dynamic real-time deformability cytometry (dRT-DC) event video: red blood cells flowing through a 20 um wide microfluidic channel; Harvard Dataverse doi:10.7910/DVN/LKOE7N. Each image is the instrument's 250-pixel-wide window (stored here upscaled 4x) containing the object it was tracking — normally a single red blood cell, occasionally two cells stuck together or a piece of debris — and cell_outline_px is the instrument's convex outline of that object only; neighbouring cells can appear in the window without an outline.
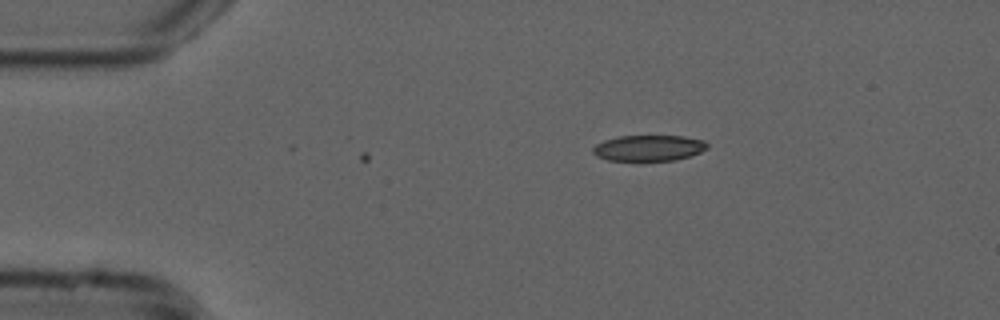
{"species": "common noctule bat (a hibernating species)", "species_latin": "Nyctalus noctula", "temperature_condition": "cold", "stored_images_in_passage": 3, "camera_frame_rate_fps": 3000, "um_per_image_px": 0.085, "animal": {"sex": "male", "forearm_length_mm": 52.5}, "frame": {"image": 1, "passage_image": 3, "time_ms": 0.667, "image_size_px": [1000, 320], "cell_outline_px": [[708, 148], [700, 152], [688, 156], [672, 160], [608, 160], [596, 156], [592, 152], [592, 148], [596, 144], [604, 140], [620, 136], [684, 136], [704, 140], [708, 144]], "centroid_in_image_um": [55.13, 12.57], "position_along_channel_um": 29.9, "area_um2": 17.11}}